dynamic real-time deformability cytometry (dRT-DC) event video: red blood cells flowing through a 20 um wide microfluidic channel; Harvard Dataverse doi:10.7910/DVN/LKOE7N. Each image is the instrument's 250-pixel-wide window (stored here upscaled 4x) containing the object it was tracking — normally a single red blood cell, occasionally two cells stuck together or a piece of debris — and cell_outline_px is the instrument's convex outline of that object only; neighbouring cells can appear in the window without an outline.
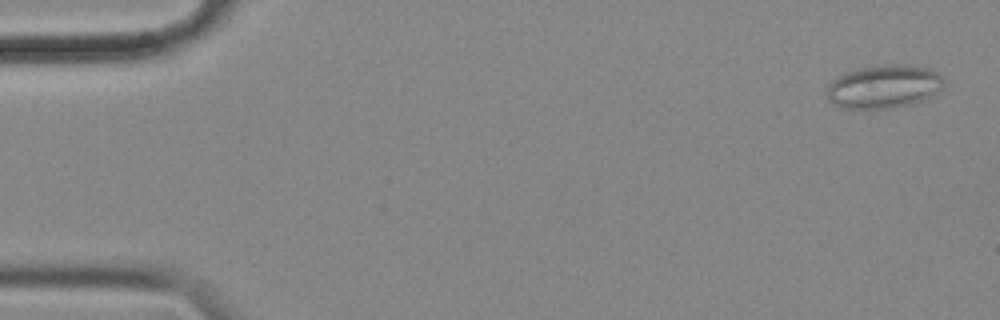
{"species": "common noctule bat (a hibernating species)", "species_latin": "Nyctalus noctula", "temperature_condition": "cold", "stored_images_in_passage": 56, "camera_frame_rate_fps": 3000, "um_per_image_px": 0.085, "animal": {"sex": "female", "body_mass_g": 18.4}, "frame": {"image": 1, "passage_image": 2, "time_ms": 0.333, "image_size_px": [1000, 320], "cell_outline_px": [[944, 84], [932, 96], [912, 104], [888, 108], [840, 108], [832, 104], [828, 100], [828, 84], [836, 76], [844, 72], [860, 68], [884, 64], [908, 64], [928, 68], [944, 76]], "centroid_in_image_um": [75.12, 7.34], "position_along_channel_um": 9.9, "area_um2": 29.77}}
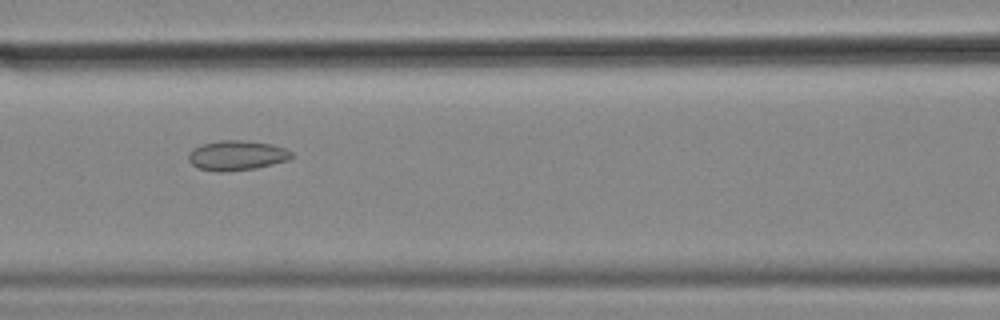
{"frame": {"image": 2, "passage_image": 24, "time_ms": 7.667, "image_size_px": [1000, 320], "cell_outline_px": [[292, 156], [288, 160], [256, 168], [224, 172], [216, 172], [200, 168], [192, 164], [188, 160], [188, 156], [192, 148], [200, 144], [220, 140], [240, 140], [272, 144], [284, 148], [292, 152]], "centroid_in_image_um": [20.09, 13.21], "position_along_channel_um": 146.5, "area_um2": 17.92}}
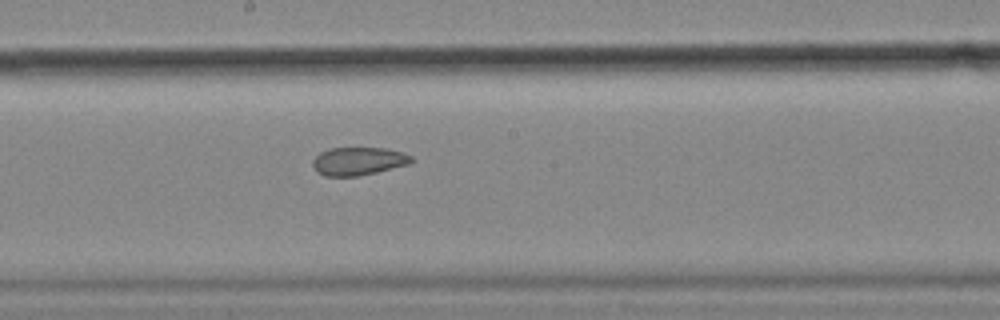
{"frame": {"image": 3, "passage_image": 30, "time_ms": 9.667, "image_size_px": [1000, 320], "cell_outline_px": [[412, 160], [408, 164], [376, 172], [356, 176], [324, 176], [316, 172], [312, 164], [312, 160], [320, 152], [328, 148], [388, 148], [404, 152], [412, 156]], "centroid_in_image_um": [30.43, 13.69], "position_along_channel_um": 217.8, "area_um2": 16.18}, "authors_computed_cell_mechanics": {"area_um2": 20.9814, "velocity_mm_per_s": 3.5823, "shape_relaxation_time_tau1_ms": null, "shape_relaxation_time_tau2_ms": 3.9105, "deformation_change_tau1": null, "deformation_change_tau2": 0.0987}}